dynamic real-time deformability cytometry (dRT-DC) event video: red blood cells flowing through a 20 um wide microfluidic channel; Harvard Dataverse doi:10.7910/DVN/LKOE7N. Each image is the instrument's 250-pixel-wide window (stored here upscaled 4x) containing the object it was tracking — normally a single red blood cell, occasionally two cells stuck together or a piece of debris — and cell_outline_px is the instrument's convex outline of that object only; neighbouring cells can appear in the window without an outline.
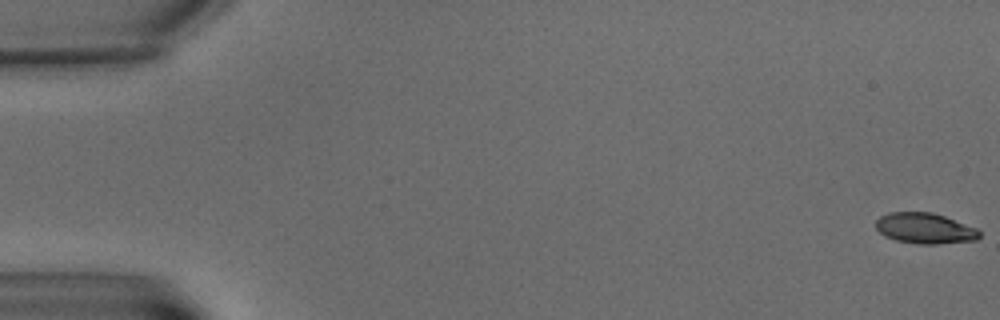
{"species": "common noctule bat (a hibernating species)", "species_latin": "Nyctalus noctula", "temperature_condition": "warm", "stored_images_in_passage": 7, "camera_frame_rate_fps": 3000, "um_per_image_px": 0.085, "animal": {"sex": "male", "body_mass_g": 15.6}, "frame": {"image": 1, "passage_image": 1, "time_ms": 0.0, "image_size_px": [1000, 320], "cell_outline_px": [[980, 236], [976, 240], [936, 244], [916, 244], [896, 240], [884, 236], [876, 228], [876, 220], [880, 216], [888, 212], [932, 212], [944, 216], [976, 228], [980, 232]], "centroid_in_image_um": [78.59, 19.41], "position_along_channel_um": 6.4, "area_um2": 18.5}}
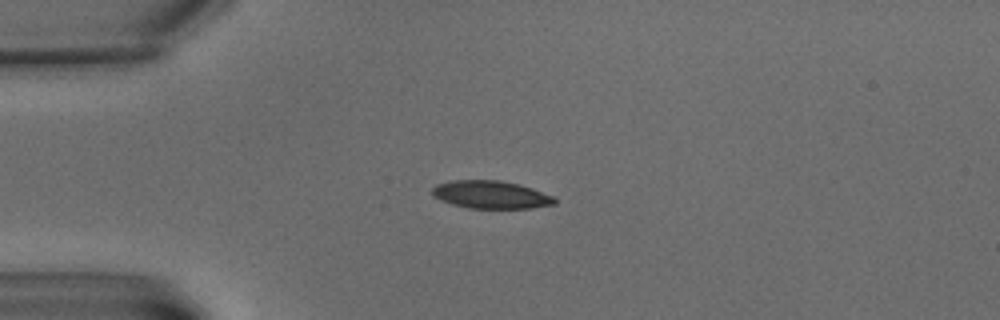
{"frame": {"image": 2, "passage_image": 6, "time_ms": 6.0, "image_size_px": [1000, 320], "cell_outline_px": [[556, 204], [532, 208], [468, 208], [452, 204], [440, 200], [432, 196], [432, 188], [436, 184], [452, 180], [500, 180], [520, 184], [556, 196]], "centroid_in_image_um": [41.74, 16.54], "position_along_channel_um": 43.3, "area_um2": 20.11}}